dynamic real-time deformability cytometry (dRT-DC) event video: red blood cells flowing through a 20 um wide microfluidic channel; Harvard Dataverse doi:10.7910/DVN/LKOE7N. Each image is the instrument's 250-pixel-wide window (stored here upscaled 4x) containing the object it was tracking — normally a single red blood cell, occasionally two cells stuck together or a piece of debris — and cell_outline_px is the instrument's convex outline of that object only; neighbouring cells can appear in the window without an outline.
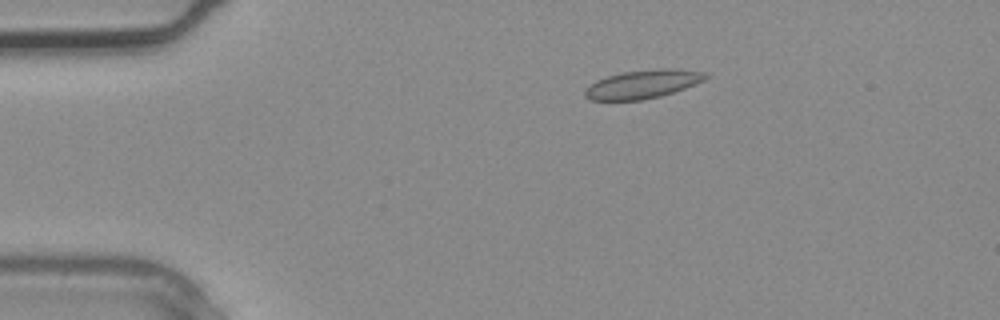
{"species": "common noctule bat (a hibernating species)", "species_latin": "Nyctalus noctula", "temperature_condition": "warm", "stored_images_in_passage": 3, "camera_frame_rate_fps": 3000, "um_per_image_px": 0.085, "animal": {"sex": "male", "body_mass_g": 20.4}, "frame": {"image": 1, "passage_image": 2, "time_ms": 0.333, "image_size_px": [1000, 320], "cell_outline_px": [[712, 76], [704, 80], [684, 88], [660, 96], [640, 100], [592, 100], [584, 96], [584, 88], [596, 80], [608, 76], [624, 72], [660, 68], [672, 68], [704, 72]], "centroid_in_image_um": [54.63, 7.15], "position_along_channel_um": 30.4, "area_um2": 19.94}}
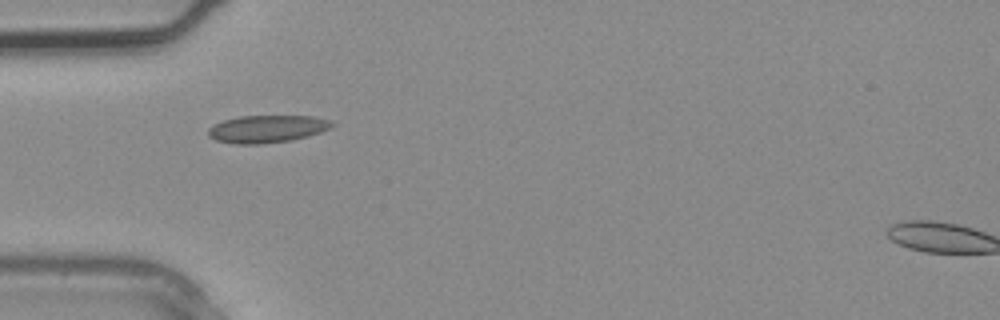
{"frame": {"image": 2, "passage_image": 3, "time_ms": 0.667, "image_size_px": [1000, 320], "cell_outline_px": [[336, 124], [320, 132], [308, 136], [292, 140], [260, 144], [236, 144], [216, 140], [208, 136], [208, 128], [212, 124], [224, 120], [240, 116], [312, 116], [332, 120]], "centroid_in_image_um": [22.69, 10.95], "position_along_channel_um": 62.3, "area_um2": 19.88}}